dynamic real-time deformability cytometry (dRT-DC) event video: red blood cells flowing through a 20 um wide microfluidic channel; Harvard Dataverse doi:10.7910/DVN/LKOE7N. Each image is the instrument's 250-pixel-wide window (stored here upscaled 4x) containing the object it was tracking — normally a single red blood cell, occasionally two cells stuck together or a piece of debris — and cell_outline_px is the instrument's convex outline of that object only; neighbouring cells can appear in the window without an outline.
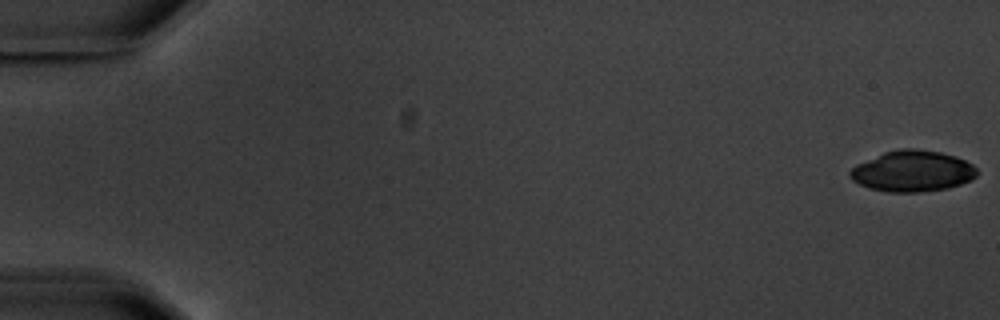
{"species": "common noctule bat (a hibernating species)", "species_latin": "Nyctalus noctula", "temperature_condition": "warm", "stored_images_in_passage": 5, "camera_frame_rate_fps": 3000, "um_per_image_px": 0.085, "animal": {"sex": "male", "body_mass_g": 20.1, "forearm_length_mm": 53.5}, "frame": {"image": 1, "passage_image": 1, "time_ms": 0.0, "image_size_px": [1000, 320], "cell_outline_px": [[976, 176], [972, 180], [948, 188], [920, 192], [888, 192], [868, 188], [852, 180], [848, 176], [848, 172], [856, 164], [884, 152], [900, 148], [916, 148], [940, 152], [956, 156], [972, 164], [976, 168]], "centroid_in_image_um": [77.54, 14.54], "position_along_channel_um": 7.5, "area_um2": 30.52}}